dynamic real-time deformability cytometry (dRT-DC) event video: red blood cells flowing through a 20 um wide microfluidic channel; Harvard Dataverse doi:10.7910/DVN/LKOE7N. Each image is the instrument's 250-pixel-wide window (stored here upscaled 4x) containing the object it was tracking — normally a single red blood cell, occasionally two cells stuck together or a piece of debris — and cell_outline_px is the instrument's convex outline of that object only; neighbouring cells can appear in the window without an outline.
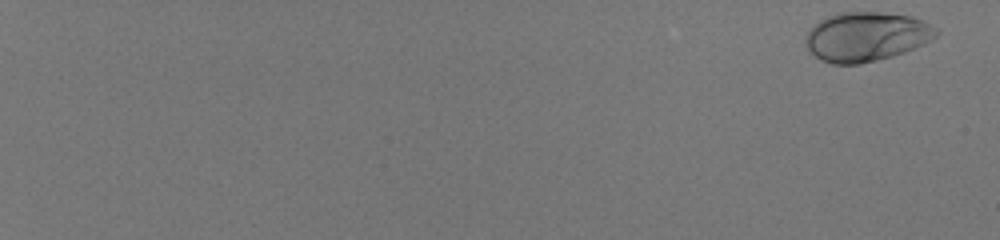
{"species": "human", "species_latin": "Homo sapiens", "temperature_condition": "room temperature", "stored_images_in_passage": 58, "camera_frame_rate_fps": 3000, "um_per_image_px": 0.085, "donor": {"sex": "male"}, "frame": {"image": 1, "passage_image": 2, "time_ms": 0.333, "image_size_px": [1000, 240], "cell_outline_px": [[940, 32], [936, 36], [924, 44], [904, 52], [892, 56], [860, 64], [832, 64], [820, 60], [808, 48], [804, 40], [804, 36], [808, 28], [820, 20], [828, 16], [840, 12], [880, 12], [912, 16], [924, 20], [940, 28]], "centroid_in_image_um": [73.65, 3.1], "position_along_channel_um": 11.4, "area_um2": 37.92}}
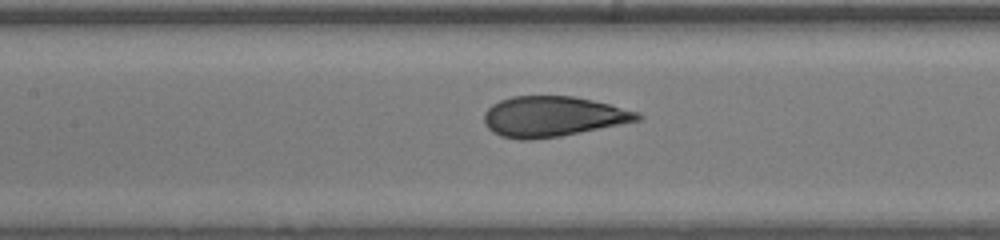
{"frame": {"image": 2, "passage_image": 34, "time_ms": 11.0, "image_size_px": [1000, 240], "cell_outline_px": [[644, 116], [640, 120], [560, 136], [528, 140], [520, 140], [500, 136], [492, 132], [484, 124], [484, 112], [492, 104], [500, 100], [512, 96], [572, 96], [592, 100], [640, 112]], "centroid_in_image_um": [46.95, 9.9], "position_along_channel_um": 160.4, "area_um2": 36.01}}
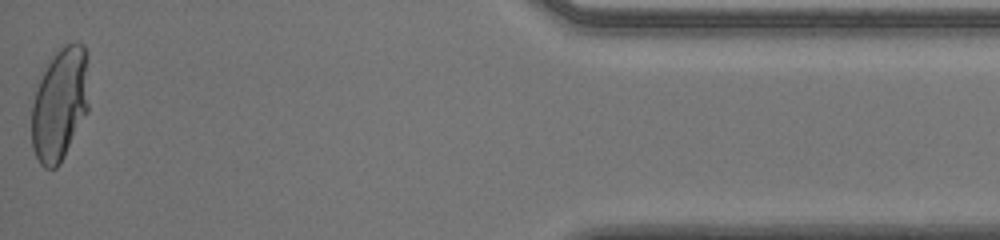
{"frame": {"image": 3, "passage_image": 58, "time_ms": 19.0, "image_size_px": [1000, 240], "cell_outline_px": [[88, 112], [60, 164], [56, 168], [44, 168], [40, 164], [32, 148], [32, 104], [40, 80], [52, 56], [64, 44], [76, 40], [80, 40], [84, 44], [88, 104]], "centroid_in_image_um": [5.08, 8.88], "position_along_channel_um": 430.1, "area_um2": 37.4}, "authors_computed_cell_mechanics": {"area_um2": 35.8649, "velocity_mm_per_s": 4.0372, "shape_relaxation_time_tau1_ms": 6.0829, "shape_relaxation_time_tau2_ms": null, "deformation_change_tau1": 0.2392, "deformation_change_tau2": null}}